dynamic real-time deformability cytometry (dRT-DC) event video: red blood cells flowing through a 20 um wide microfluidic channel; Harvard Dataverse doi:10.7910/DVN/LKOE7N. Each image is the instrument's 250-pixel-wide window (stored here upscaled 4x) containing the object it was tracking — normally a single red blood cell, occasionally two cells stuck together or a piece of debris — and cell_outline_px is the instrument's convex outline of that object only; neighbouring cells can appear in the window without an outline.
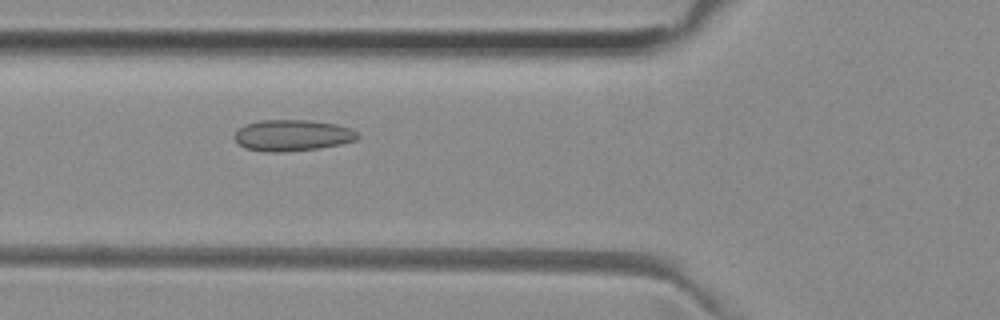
{"species": "common noctule bat (a hibernating species)", "species_latin": "Nyctalus noctula", "temperature_condition": "room temperature", "stored_images_in_passage": 43, "camera_frame_rate_fps": 3000, "um_per_image_px": 0.085, "animal": {"sex": "female", "body_mass_g": 29.2, "forearm_length_mm": 56.3}, "frame": {"image": 1, "passage_image": 10, "time_ms": 3.0, "image_size_px": [1000, 320], "cell_outline_px": [[360, 136], [356, 140], [340, 144], [320, 148], [284, 152], [268, 152], [244, 148], [232, 136], [244, 124], [260, 120], [308, 120], [336, 124], [352, 128]], "centroid_in_image_um": [24.85, 11.5], "position_along_channel_um": 100.9, "area_um2": 22.54}}
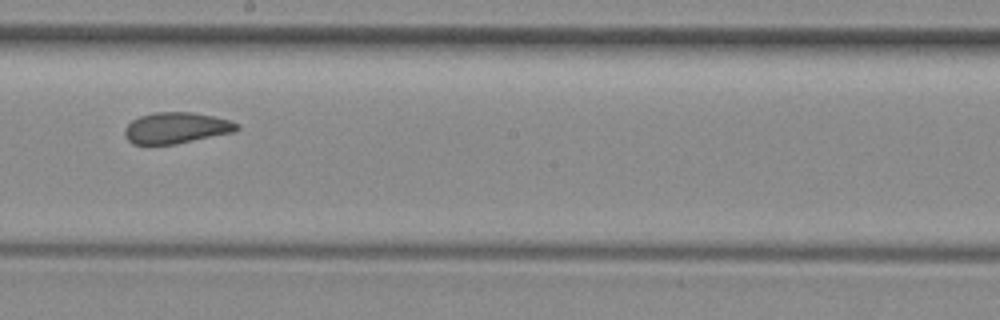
{"frame": {"image": 2, "passage_image": 20, "time_ms": 6.333, "image_size_px": [1000, 320], "cell_outline_px": [[240, 128], [236, 132], [176, 144], [132, 144], [124, 136], [124, 128], [132, 120], [140, 116], [156, 112], [192, 112], [212, 116], [228, 120], [240, 124]], "centroid_in_image_um": [14.99, 10.88], "position_along_channel_um": 233.2, "area_um2": 20.46}}
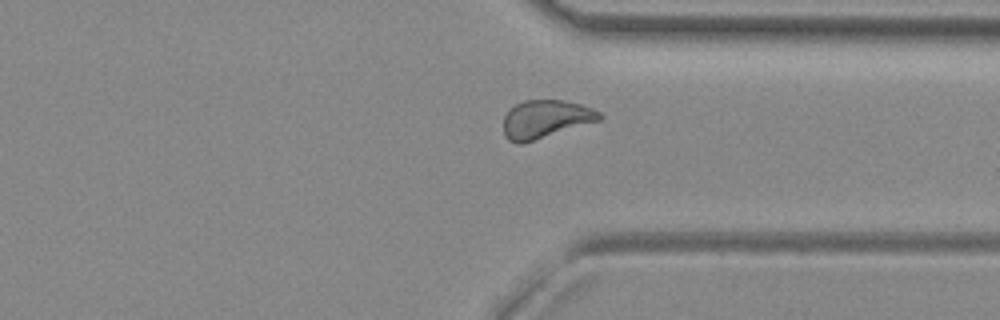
{"frame": {"image": 3, "passage_image": 30, "time_ms": 9.667, "image_size_px": [1000, 320], "cell_outline_px": [[604, 116], [600, 120], [524, 144], [516, 144], [508, 140], [504, 136], [504, 116], [508, 108], [524, 100], [564, 100], [580, 104], [592, 108], [600, 112]], "centroid_in_image_um": [46.35, 10.13], "position_along_channel_um": 365.1, "area_um2": 21.62}, "authors_computed_cell_mechanics": {"area_um2": 21.3282, "velocity_mm_per_s": 3.9671, "shape_relaxation_time_tau1_ms": null, "shape_relaxation_time_tau2_ms": 1.5201, "deformation_change_tau1": null, "deformation_change_tau2": 0.0754}}